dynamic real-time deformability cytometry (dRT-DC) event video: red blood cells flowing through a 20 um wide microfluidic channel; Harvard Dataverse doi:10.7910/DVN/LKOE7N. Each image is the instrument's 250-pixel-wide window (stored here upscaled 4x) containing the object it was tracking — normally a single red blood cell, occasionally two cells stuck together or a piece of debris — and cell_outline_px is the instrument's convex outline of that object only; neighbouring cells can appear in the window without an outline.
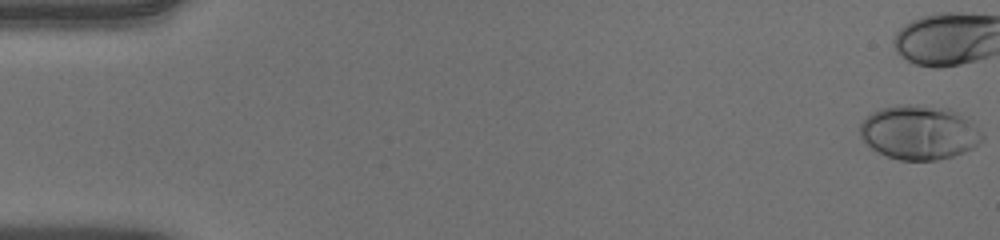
{"species": "human", "species_latin": "Homo sapiens", "temperature_condition": "warm", "stored_images_in_passage": 41, "camera_frame_rate_fps": 3000, "um_per_image_px": 0.085, "donor": {"sex": "male"}, "frame": {"image": 1, "passage_image": 1, "time_ms": 0.0, "image_size_px": [1000, 240], "cell_outline_px": [[984, 140], [972, 148], [964, 152], [952, 156], [936, 160], [900, 160], [888, 156], [872, 148], [860, 136], [860, 124], [872, 112], [880, 108], [900, 104], [908, 104], [948, 108], [956, 112], [976, 128], [984, 136]], "centroid_in_image_um": [78.11, 11.26], "position_along_channel_um": 6.9, "area_um2": 38.09}}